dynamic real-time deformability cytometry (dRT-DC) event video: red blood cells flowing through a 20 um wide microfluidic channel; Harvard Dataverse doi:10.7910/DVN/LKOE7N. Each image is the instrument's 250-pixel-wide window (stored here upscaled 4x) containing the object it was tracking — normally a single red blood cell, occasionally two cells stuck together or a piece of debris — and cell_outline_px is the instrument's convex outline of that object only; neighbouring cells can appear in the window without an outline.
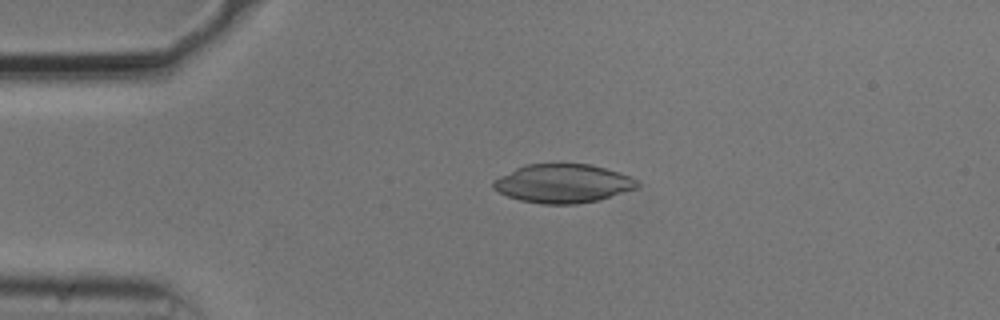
{"species": "common noctule bat (a hibernating species)", "species_latin": "Nyctalus noctula", "temperature_condition": "cold", "stored_images_in_passage": 41, "camera_frame_rate_fps": 3000, "um_per_image_px": 0.085, "animal": {"sex": "male", "body_mass_g": 20.5, "forearm_length_mm": 52.5}, "frame": {"image": 1, "passage_image": 2, "time_ms": 0.333, "image_size_px": [1000, 320], "cell_outline_px": [[640, 184], [636, 188], [600, 200], [576, 204], [544, 204], [520, 200], [508, 196], [492, 188], [492, 180], [524, 164], [592, 164], [620, 172], [632, 176]], "centroid_in_image_um": [47.86, 15.59], "position_along_channel_um": 37.1, "area_um2": 32.6}}
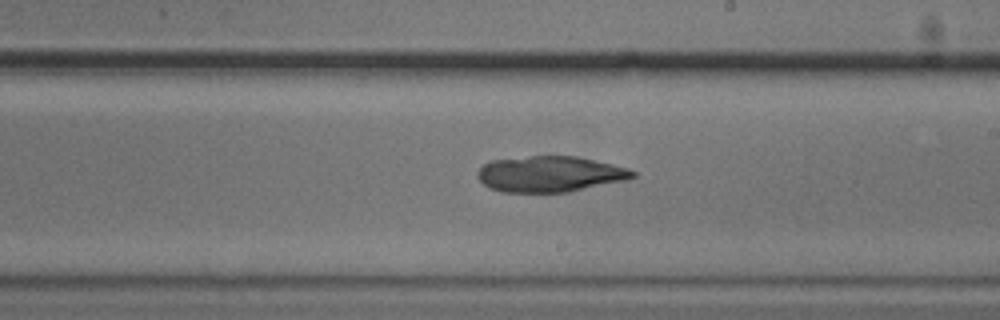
{"frame": {"image": 2, "passage_image": 21, "time_ms": 6.667, "image_size_px": [1000, 320], "cell_outline_px": [[636, 176], [628, 180], [568, 192], [500, 192], [488, 188], [476, 176], [476, 172], [484, 164], [492, 160], [532, 156], [576, 156], [612, 164], [628, 168], [636, 172]], "centroid_in_image_um": [46.75, 14.8], "position_along_channel_um": 242.3, "area_um2": 32.54}}